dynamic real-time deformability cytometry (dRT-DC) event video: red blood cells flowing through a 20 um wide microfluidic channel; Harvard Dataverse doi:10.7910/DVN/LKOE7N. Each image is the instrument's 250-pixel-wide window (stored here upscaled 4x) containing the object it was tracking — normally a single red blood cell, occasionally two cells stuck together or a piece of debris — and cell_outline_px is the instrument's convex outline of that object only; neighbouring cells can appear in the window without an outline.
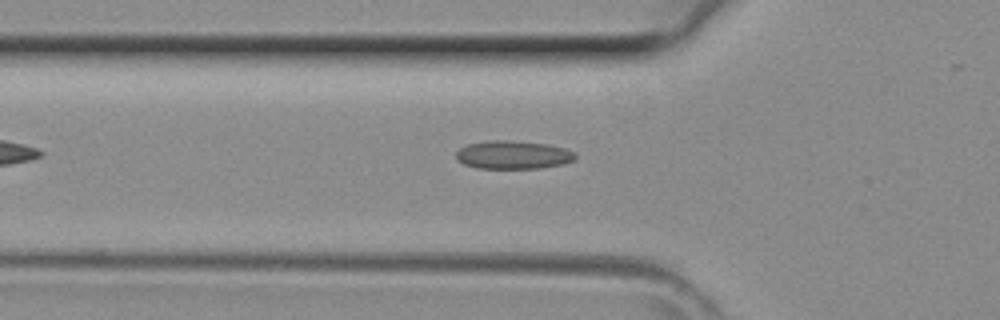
{"species": "common noctule bat (a hibernating species)", "species_latin": "Nyctalus noctula", "temperature_condition": "room temperature", "stored_images_in_passage": 22, "camera_frame_rate_fps": 3000, "um_per_image_px": 0.085, "animal": {"sex": "female", "body_mass_g": 29.2, "forearm_length_mm": 56.3}, "frame": {"image": 1, "passage_image": 2, "time_ms": 0.333, "image_size_px": [1000, 320], "cell_outline_px": [[576, 156], [572, 160], [564, 164], [540, 168], [476, 168], [464, 164], [456, 160], [456, 152], [460, 148], [468, 144], [488, 140], [508, 140], [544, 144], [564, 148], [572, 152]], "centroid_in_image_um": [43.55, 13.17], "position_along_channel_um": 82.2, "area_um2": 19.48}}
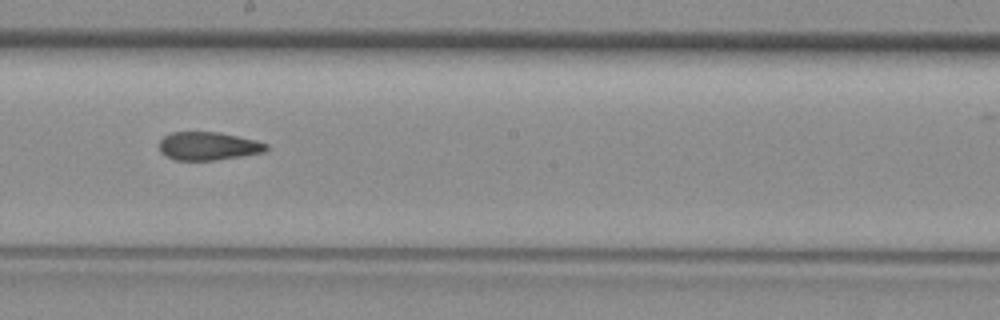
{"frame": {"image": 2, "passage_image": 11, "time_ms": 3.333, "image_size_px": [1000, 320], "cell_outline_px": [[268, 148], [264, 152], [216, 160], [172, 160], [164, 156], [160, 152], [160, 140], [164, 136], [172, 132], [216, 132], [256, 140], [268, 144]], "centroid_in_image_um": [17.67, 12.42], "position_along_channel_um": 230.5, "area_um2": 17.57}}
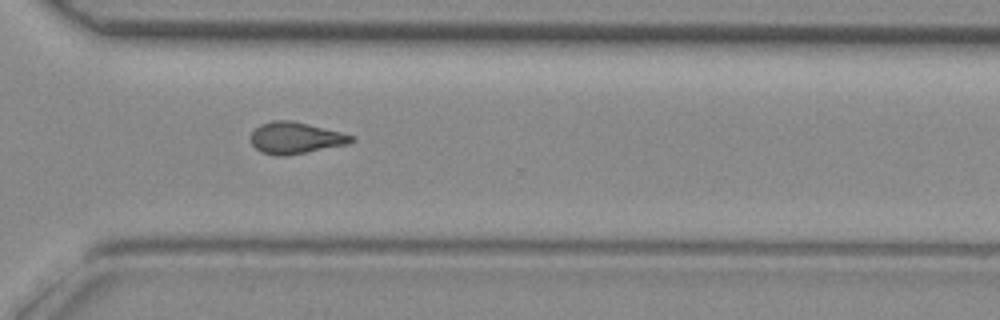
{"frame": {"image": 3, "passage_image": 18, "time_ms": 5.667, "image_size_px": [1000, 320], "cell_outline_px": [[356, 140], [348, 144], [284, 156], [276, 156], [260, 152], [252, 144], [252, 132], [260, 124], [276, 120], [292, 120], [356, 136]], "centroid_in_image_um": [25.14, 11.73], "position_along_channel_um": 345.5, "area_um2": 18.38}}